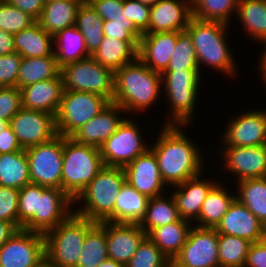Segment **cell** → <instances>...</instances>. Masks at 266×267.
Wrapping results in <instances>:
<instances>
[{
	"instance_id": "obj_59",
	"label": "cell",
	"mask_w": 266,
	"mask_h": 267,
	"mask_svg": "<svg viewBox=\"0 0 266 267\" xmlns=\"http://www.w3.org/2000/svg\"><path fill=\"white\" fill-rule=\"evenodd\" d=\"M9 125V122L4 120V119H0V132L2 130H4L7 126Z\"/></svg>"
},
{
	"instance_id": "obj_48",
	"label": "cell",
	"mask_w": 266,
	"mask_h": 267,
	"mask_svg": "<svg viewBox=\"0 0 266 267\" xmlns=\"http://www.w3.org/2000/svg\"><path fill=\"white\" fill-rule=\"evenodd\" d=\"M126 19L132 21L137 29L144 34L148 30L151 7L138 0H123Z\"/></svg>"
},
{
	"instance_id": "obj_44",
	"label": "cell",
	"mask_w": 266,
	"mask_h": 267,
	"mask_svg": "<svg viewBox=\"0 0 266 267\" xmlns=\"http://www.w3.org/2000/svg\"><path fill=\"white\" fill-rule=\"evenodd\" d=\"M35 20L20 9L9 4L6 0L0 1V29L11 34L18 33L29 27Z\"/></svg>"
},
{
	"instance_id": "obj_10",
	"label": "cell",
	"mask_w": 266,
	"mask_h": 267,
	"mask_svg": "<svg viewBox=\"0 0 266 267\" xmlns=\"http://www.w3.org/2000/svg\"><path fill=\"white\" fill-rule=\"evenodd\" d=\"M109 103L107 98L96 93L64 91L55 115L57 134L70 137Z\"/></svg>"
},
{
	"instance_id": "obj_49",
	"label": "cell",
	"mask_w": 266,
	"mask_h": 267,
	"mask_svg": "<svg viewBox=\"0 0 266 267\" xmlns=\"http://www.w3.org/2000/svg\"><path fill=\"white\" fill-rule=\"evenodd\" d=\"M21 108L20 89L17 87H0V119L10 122Z\"/></svg>"
},
{
	"instance_id": "obj_1",
	"label": "cell",
	"mask_w": 266,
	"mask_h": 267,
	"mask_svg": "<svg viewBox=\"0 0 266 267\" xmlns=\"http://www.w3.org/2000/svg\"><path fill=\"white\" fill-rule=\"evenodd\" d=\"M187 125H163L157 139L150 144L154 152L161 177L167 186H176L204 173L206 158L201 149L185 133ZM203 154V155H202Z\"/></svg>"
},
{
	"instance_id": "obj_40",
	"label": "cell",
	"mask_w": 266,
	"mask_h": 267,
	"mask_svg": "<svg viewBox=\"0 0 266 267\" xmlns=\"http://www.w3.org/2000/svg\"><path fill=\"white\" fill-rule=\"evenodd\" d=\"M191 4L194 18L229 25L236 14L238 0H191Z\"/></svg>"
},
{
	"instance_id": "obj_39",
	"label": "cell",
	"mask_w": 266,
	"mask_h": 267,
	"mask_svg": "<svg viewBox=\"0 0 266 267\" xmlns=\"http://www.w3.org/2000/svg\"><path fill=\"white\" fill-rule=\"evenodd\" d=\"M107 255V239L105 221L96 223L86 234L82 253L76 267H97L105 261Z\"/></svg>"
},
{
	"instance_id": "obj_35",
	"label": "cell",
	"mask_w": 266,
	"mask_h": 267,
	"mask_svg": "<svg viewBox=\"0 0 266 267\" xmlns=\"http://www.w3.org/2000/svg\"><path fill=\"white\" fill-rule=\"evenodd\" d=\"M29 163L25 149L0 154V185L21 189L30 184Z\"/></svg>"
},
{
	"instance_id": "obj_12",
	"label": "cell",
	"mask_w": 266,
	"mask_h": 267,
	"mask_svg": "<svg viewBox=\"0 0 266 267\" xmlns=\"http://www.w3.org/2000/svg\"><path fill=\"white\" fill-rule=\"evenodd\" d=\"M32 184L61 189L63 136L25 149Z\"/></svg>"
},
{
	"instance_id": "obj_43",
	"label": "cell",
	"mask_w": 266,
	"mask_h": 267,
	"mask_svg": "<svg viewBox=\"0 0 266 267\" xmlns=\"http://www.w3.org/2000/svg\"><path fill=\"white\" fill-rule=\"evenodd\" d=\"M170 260L146 237L125 267H170Z\"/></svg>"
},
{
	"instance_id": "obj_20",
	"label": "cell",
	"mask_w": 266,
	"mask_h": 267,
	"mask_svg": "<svg viewBox=\"0 0 266 267\" xmlns=\"http://www.w3.org/2000/svg\"><path fill=\"white\" fill-rule=\"evenodd\" d=\"M215 229L217 233L245 238L252 243L266 238L265 225L237 198Z\"/></svg>"
},
{
	"instance_id": "obj_33",
	"label": "cell",
	"mask_w": 266,
	"mask_h": 267,
	"mask_svg": "<svg viewBox=\"0 0 266 267\" xmlns=\"http://www.w3.org/2000/svg\"><path fill=\"white\" fill-rule=\"evenodd\" d=\"M61 73L55 56L24 58L20 64L17 88L21 89L36 82L57 78Z\"/></svg>"
},
{
	"instance_id": "obj_13",
	"label": "cell",
	"mask_w": 266,
	"mask_h": 267,
	"mask_svg": "<svg viewBox=\"0 0 266 267\" xmlns=\"http://www.w3.org/2000/svg\"><path fill=\"white\" fill-rule=\"evenodd\" d=\"M45 262L44 234L16 230L0 248V267H39Z\"/></svg>"
},
{
	"instance_id": "obj_11",
	"label": "cell",
	"mask_w": 266,
	"mask_h": 267,
	"mask_svg": "<svg viewBox=\"0 0 266 267\" xmlns=\"http://www.w3.org/2000/svg\"><path fill=\"white\" fill-rule=\"evenodd\" d=\"M130 118H125L117 130L99 147L104 166L124 168L150 148V144L145 142L141 134L139 124L132 120L134 118Z\"/></svg>"
},
{
	"instance_id": "obj_52",
	"label": "cell",
	"mask_w": 266,
	"mask_h": 267,
	"mask_svg": "<svg viewBox=\"0 0 266 267\" xmlns=\"http://www.w3.org/2000/svg\"><path fill=\"white\" fill-rule=\"evenodd\" d=\"M9 4L31 16L35 21L41 15L44 7L43 0H6Z\"/></svg>"
},
{
	"instance_id": "obj_25",
	"label": "cell",
	"mask_w": 266,
	"mask_h": 267,
	"mask_svg": "<svg viewBox=\"0 0 266 267\" xmlns=\"http://www.w3.org/2000/svg\"><path fill=\"white\" fill-rule=\"evenodd\" d=\"M22 108L56 115L64 92L61 74L20 89Z\"/></svg>"
},
{
	"instance_id": "obj_42",
	"label": "cell",
	"mask_w": 266,
	"mask_h": 267,
	"mask_svg": "<svg viewBox=\"0 0 266 267\" xmlns=\"http://www.w3.org/2000/svg\"><path fill=\"white\" fill-rule=\"evenodd\" d=\"M200 70L190 35L177 32L176 48L165 71Z\"/></svg>"
},
{
	"instance_id": "obj_37",
	"label": "cell",
	"mask_w": 266,
	"mask_h": 267,
	"mask_svg": "<svg viewBox=\"0 0 266 267\" xmlns=\"http://www.w3.org/2000/svg\"><path fill=\"white\" fill-rule=\"evenodd\" d=\"M75 26L81 32L87 50L92 55L104 38L103 19L87 1H83L78 7Z\"/></svg>"
},
{
	"instance_id": "obj_30",
	"label": "cell",
	"mask_w": 266,
	"mask_h": 267,
	"mask_svg": "<svg viewBox=\"0 0 266 267\" xmlns=\"http://www.w3.org/2000/svg\"><path fill=\"white\" fill-rule=\"evenodd\" d=\"M192 226L191 222L180 218L174 223L152 229L147 237L170 261H173L186 243Z\"/></svg>"
},
{
	"instance_id": "obj_19",
	"label": "cell",
	"mask_w": 266,
	"mask_h": 267,
	"mask_svg": "<svg viewBox=\"0 0 266 267\" xmlns=\"http://www.w3.org/2000/svg\"><path fill=\"white\" fill-rule=\"evenodd\" d=\"M204 174L205 172L176 186H172L173 192L171 195L176 203L180 218L192 224L198 220L202 203L208 193L219 182L217 176L216 180L213 177L203 179Z\"/></svg>"
},
{
	"instance_id": "obj_22",
	"label": "cell",
	"mask_w": 266,
	"mask_h": 267,
	"mask_svg": "<svg viewBox=\"0 0 266 267\" xmlns=\"http://www.w3.org/2000/svg\"><path fill=\"white\" fill-rule=\"evenodd\" d=\"M125 113L124 115H122ZM123 116V117H122ZM128 117L117 104L110 102L104 110L90 119L70 137L79 144L100 147Z\"/></svg>"
},
{
	"instance_id": "obj_6",
	"label": "cell",
	"mask_w": 266,
	"mask_h": 267,
	"mask_svg": "<svg viewBox=\"0 0 266 267\" xmlns=\"http://www.w3.org/2000/svg\"><path fill=\"white\" fill-rule=\"evenodd\" d=\"M104 164L100 149L63 136L61 189L74 201Z\"/></svg>"
},
{
	"instance_id": "obj_61",
	"label": "cell",
	"mask_w": 266,
	"mask_h": 267,
	"mask_svg": "<svg viewBox=\"0 0 266 267\" xmlns=\"http://www.w3.org/2000/svg\"><path fill=\"white\" fill-rule=\"evenodd\" d=\"M44 1V3H46V2H52V1H57V0H43Z\"/></svg>"
},
{
	"instance_id": "obj_31",
	"label": "cell",
	"mask_w": 266,
	"mask_h": 267,
	"mask_svg": "<svg viewBox=\"0 0 266 267\" xmlns=\"http://www.w3.org/2000/svg\"><path fill=\"white\" fill-rule=\"evenodd\" d=\"M54 56L60 68L91 56L77 27L71 26L53 36Z\"/></svg>"
},
{
	"instance_id": "obj_60",
	"label": "cell",
	"mask_w": 266,
	"mask_h": 267,
	"mask_svg": "<svg viewBox=\"0 0 266 267\" xmlns=\"http://www.w3.org/2000/svg\"><path fill=\"white\" fill-rule=\"evenodd\" d=\"M39 267H52V266L45 261Z\"/></svg>"
},
{
	"instance_id": "obj_4",
	"label": "cell",
	"mask_w": 266,
	"mask_h": 267,
	"mask_svg": "<svg viewBox=\"0 0 266 267\" xmlns=\"http://www.w3.org/2000/svg\"><path fill=\"white\" fill-rule=\"evenodd\" d=\"M229 26L218 21H205L191 18L185 31L190 35L195 49L200 73L203 67H209L213 71L231 78L238 76L236 59L231 54L232 50L227 43V31Z\"/></svg>"
},
{
	"instance_id": "obj_46",
	"label": "cell",
	"mask_w": 266,
	"mask_h": 267,
	"mask_svg": "<svg viewBox=\"0 0 266 267\" xmlns=\"http://www.w3.org/2000/svg\"><path fill=\"white\" fill-rule=\"evenodd\" d=\"M19 190L0 185V220L12 224L18 230Z\"/></svg>"
},
{
	"instance_id": "obj_15",
	"label": "cell",
	"mask_w": 266,
	"mask_h": 267,
	"mask_svg": "<svg viewBox=\"0 0 266 267\" xmlns=\"http://www.w3.org/2000/svg\"><path fill=\"white\" fill-rule=\"evenodd\" d=\"M219 141L223 147L266 145V109H252L234 115L224 126Z\"/></svg>"
},
{
	"instance_id": "obj_9",
	"label": "cell",
	"mask_w": 266,
	"mask_h": 267,
	"mask_svg": "<svg viewBox=\"0 0 266 267\" xmlns=\"http://www.w3.org/2000/svg\"><path fill=\"white\" fill-rule=\"evenodd\" d=\"M64 91L92 92L113 101L114 71L92 56L61 68Z\"/></svg>"
},
{
	"instance_id": "obj_38",
	"label": "cell",
	"mask_w": 266,
	"mask_h": 267,
	"mask_svg": "<svg viewBox=\"0 0 266 267\" xmlns=\"http://www.w3.org/2000/svg\"><path fill=\"white\" fill-rule=\"evenodd\" d=\"M179 219L173 196L161 195L149 199L145 218L139 225L148 234L154 228L174 223Z\"/></svg>"
},
{
	"instance_id": "obj_7",
	"label": "cell",
	"mask_w": 266,
	"mask_h": 267,
	"mask_svg": "<svg viewBox=\"0 0 266 267\" xmlns=\"http://www.w3.org/2000/svg\"><path fill=\"white\" fill-rule=\"evenodd\" d=\"M202 77V78H201ZM203 76L200 70L164 71L162 88L168 101L165 125H191ZM193 117V118H192Z\"/></svg>"
},
{
	"instance_id": "obj_21",
	"label": "cell",
	"mask_w": 266,
	"mask_h": 267,
	"mask_svg": "<svg viewBox=\"0 0 266 267\" xmlns=\"http://www.w3.org/2000/svg\"><path fill=\"white\" fill-rule=\"evenodd\" d=\"M192 17L191 0H159L151 6L149 26L144 34L183 32Z\"/></svg>"
},
{
	"instance_id": "obj_2",
	"label": "cell",
	"mask_w": 266,
	"mask_h": 267,
	"mask_svg": "<svg viewBox=\"0 0 266 267\" xmlns=\"http://www.w3.org/2000/svg\"><path fill=\"white\" fill-rule=\"evenodd\" d=\"M74 201L59 188L27 184L19 189L18 229L45 234L74 212Z\"/></svg>"
},
{
	"instance_id": "obj_5",
	"label": "cell",
	"mask_w": 266,
	"mask_h": 267,
	"mask_svg": "<svg viewBox=\"0 0 266 267\" xmlns=\"http://www.w3.org/2000/svg\"><path fill=\"white\" fill-rule=\"evenodd\" d=\"M125 181L123 168L103 166L74 200V205L77 207L74 213L96 223L104 221L114 223L116 197Z\"/></svg>"
},
{
	"instance_id": "obj_23",
	"label": "cell",
	"mask_w": 266,
	"mask_h": 267,
	"mask_svg": "<svg viewBox=\"0 0 266 267\" xmlns=\"http://www.w3.org/2000/svg\"><path fill=\"white\" fill-rule=\"evenodd\" d=\"M108 258L126 265L147 237L139 224L105 221Z\"/></svg>"
},
{
	"instance_id": "obj_3",
	"label": "cell",
	"mask_w": 266,
	"mask_h": 267,
	"mask_svg": "<svg viewBox=\"0 0 266 267\" xmlns=\"http://www.w3.org/2000/svg\"><path fill=\"white\" fill-rule=\"evenodd\" d=\"M161 88L162 74L151 70L137 57L114 72L112 102L119 105L126 114H130L129 116L136 115V112L143 114L163 97Z\"/></svg>"
},
{
	"instance_id": "obj_27",
	"label": "cell",
	"mask_w": 266,
	"mask_h": 267,
	"mask_svg": "<svg viewBox=\"0 0 266 267\" xmlns=\"http://www.w3.org/2000/svg\"><path fill=\"white\" fill-rule=\"evenodd\" d=\"M14 47L24 58L54 56L53 35L45 32L37 21L13 34Z\"/></svg>"
},
{
	"instance_id": "obj_45",
	"label": "cell",
	"mask_w": 266,
	"mask_h": 267,
	"mask_svg": "<svg viewBox=\"0 0 266 267\" xmlns=\"http://www.w3.org/2000/svg\"><path fill=\"white\" fill-rule=\"evenodd\" d=\"M104 36L127 41L137 52L143 34L129 19L103 21Z\"/></svg>"
},
{
	"instance_id": "obj_36",
	"label": "cell",
	"mask_w": 266,
	"mask_h": 267,
	"mask_svg": "<svg viewBox=\"0 0 266 267\" xmlns=\"http://www.w3.org/2000/svg\"><path fill=\"white\" fill-rule=\"evenodd\" d=\"M233 186L238 189L236 198L266 227V177L244 179Z\"/></svg>"
},
{
	"instance_id": "obj_26",
	"label": "cell",
	"mask_w": 266,
	"mask_h": 267,
	"mask_svg": "<svg viewBox=\"0 0 266 267\" xmlns=\"http://www.w3.org/2000/svg\"><path fill=\"white\" fill-rule=\"evenodd\" d=\"M149 199L125 181L116 197L114 223L140 224L145 218Z\"/></svg>"
},
{
	"instance_id": "obj_57",
	"label": "cell",
	"mask_w": 266,
	"mask_h": 267,
	"mask_svg": "<svg viewBox=\"0 0 266 267\" xmlns=\"http://www.w3.org/2000/svg\"><path fill=\"white\" fill-rule=\"evenodd\" d=\"M97 267H125L124 264L116 262L110 258H107L105 261L99 263Z\"/></svg>"
},
{
	"instance_id": "obj_54",
	"label": "cell",
	"mask_w": 266,
	"mask_h": 267,
	"mask_svg": "<svg viewBox=\"0 0 266 267\" xmlns=\"http://www.w3.org/2000/svg\"><path fill=\"white\" fill-rule=\"evenodd\" d=\"M16 52L13 34L0 29V56Z\"/></svg>"
},
{
	"instance_id": "obj_16",
	"label": "cell",
	"mask_w": 266,
	"mask_h": 267,
	"mask_svg": "<svg viewBox=\"0 0 266 267\" xmlns=\"http://www.w3.org/2000/svg\"><path fill=\"white\" fill-rule=\"evenodd\" d=\"M9 125L23 149L48 142L56 137L55 115L21 108Z\"/></svg>"
},
{
	"instance_id": "obj_32",
	"label": "cell",
	"mask_w": 266,
	"mask_h": 267,
	"mask_svg": "<svg viewBox=\"0 0 266 267\" xmlns=\"http://www.w3.org/2000/svg\"><path fill=\"white\" fill-rule=\"evenodd\" d=\"M235 17L251 40L266 42V0H238Z\"/></svg>"
},
{
	"instance_id": "obj_55",
	"label": "cell",
	"mask_w": 266,
	"mask_h": 267,
	"mask_svg": "<svg viewBox=\"0 0 266 267\" xmlns=\"http://www.w3.org/2000/svg\"><path fill=\"white\" fill-rule=\"evenodd\" d=\"M16 230L12 224L0 220V248Z\"/></svg>"
},
{
	"instance_id": "obj_14",
	"label": "cell",
	"mask_w": 266,
	"mask_h": 267,
	"mask_svg": "<svg viewBox=\"0 0 266 267\" xmlns=\"http://www.w3.org/2000/svg\"><path fill=\"white\" fill-rule=\"evenodd\" d=\"M170 266L220 267L218 259V233L215 228L193 225L186 243Z\"/></svg>"
},
{
	"instance_id": "obj_41",
	"label": "cell",
	"mask_w": 266,
	"mask_h": 267,
	"mask_svg": "<svg viewBox=\"0 0 266 267\" xmlns=\"http://www.w3.org/2000/svg\"><path fill=\"white\" fill-rule=\"evenodd\" d=\"M251 243L245 238L218 233L220 267H244Z\"/></svg>"
},
{
	"instance_id": "obj_53",
	"label": "cell",
	"mask_w": 266,
	"mask_h": 267,
	"mask_svg": "<svg viewBox=\"0 0 266 267\" xmlns=\"http://www.w3.org/2000/svg\"><path fill=\"white\" fill-rule=\"evenodd\" d=\"M23 150L17 136L13 133L12 128L8 125L0 132V154L13 153Z\"/></svg>"
},
{
	"instance_id": "obj_50",
	"label": "cell",
	"mask_w": 266,
	"mask_h": 267,
	"mask_svg": "<svg viewBox=\"0 0 266 267\" xmlns=\"http://www.w3.org/2000/svg\"><path fill=\"white\" fill-rule=\"evenodd\" d=\"M103 21L124 20L123 0H87Z\"/></svg>"
},
{
	"instance_id": "obj_24",
	"label": "cell",
	"mask_w": 266,
	"mask_h": 267,
	"mask_svg": "<svg viewBox=\"0 0 266 267\" xmlns=\"http://www.w3.org/2000/svg\"><path fill=\"white\" fill-rule=\"evenodd\" d=\"M177 32L143 34L137 57L151 70L163 73L176 48Z\"/></svg>"
},
{
	"instance_id": "obj_18",
	"label": "cell",
	"mask_w": 266,
	"mask_h": 267,
	"mask_svg": "<svg viewBox=\"0 0 266 267\" xmlns=\"http://www.w3.org/2000/svg\"><path fill=\"white\" fill-rule=\"evenodd\" d=\"M123 169L126 181L141 194L153 198L167 193L168 186L161 177L157 158L150 148Z\"/></svg>"
},
{
	"instance_id": "obj_47",
	"label": "cell",
	"mask_w": 266,
	"mask_h": 267,
	"mask_svg": "<svg viewBox=\"0 0 266 267\" xmlns=\"http://www.w3.org/2000/svg\"><path fill=\"white\" fill-rule=\"evenodd\" d=\"M21 61L17 52L0 56V87H17Z\"/></svg>"
},
{
	"instance_id": "obj_56",
	"label": "cell",
	"mask_w": 266,
	"mask_h": 267,
	"mask_svg": "<svg viewBox=\"0 0 266 267\" xmlns=\"http://www.w3.org/2000/svg\"><path fill=\"white\" fill-rule=\"evenodd\" d=\"M262 45H264V49L261 48L262 52L258 55L257 66L259 75L261 76L260 78H262V81L265 83L263 85H266V42H263Z\"/></svg>"
},
{
	"instance_id": "obj_58",
	"label": "cell",
	"mask_w": 266,
	"mask_h": 267,
	"mask_svg": "<svg viewBox=\"0 0 266 267\" xmlns=\"http://www.w3.org/2000/svg\"><path fill=\"white\" fill-rule=\"evenodd\" d=\"M138 1L151 7L154 6L159 0H138Z\"/></svg>"
},
{
	"instance_id": "obj_17",
	"label": "cell",
	"mask_w": 266,
	"mask_h": 267,
	"mask_svg": "<svg viewBox=\"0 0 266 267\" xmlns=\"http://www.w3.org/2000/svg\"><path fill=\"white\" fill-rule=\"evenodd\" d=\"M223 169L238 181L266 177V145L221 147ZM234 173V174H233Z\"/></svg>"
},
{
	"instance_id": "obj_8",
	"label": "cell",
	"mask_w": 266,
	"mask_h": 267,
	"mask_svg": "<svg viewBox=\"0 0 266 267\" xmlns=\"http://www.w3.org/2000/svg\"><path fill=\"white\" fill-rule=\"evenodd\" d=\"M95 224L73 212L44 234L45 261L52 267H76L86 234Z\"/></svg>"
},
{
	"instance_id": "obj_28",
	"label": "cell",
	"mask_w": 266,
	"mask_h": 267,
	"mask_svg": "<svg viewBox=\"0 0 266 267\" xmlns=\"http://www.w3.org/2000/svg\"><path fill=\"white\" fill-rule=\"evenodd\" d=\"M84 0H57L44 3L37 22L42 29L55 35L58 31L75 25L78 7Z\"/></svg>"
},
{
	"instance_id": "obj_34",
	"label": "cell",
	"mask_w": 266,
	"mask_h": 267,
	"mask_svg": "<svg viewBox=\"0 0 266 267\" xmlns=\"http://www.w3.org/2000/svg\"><path fill=\"white\" fill-rule=\"evenodd\" d=\"M91 56L115 72L133 62L137 58V51L127 41L104 36L99 48Z\"/></svg>"
},
{
	"instance_id": "obj_51",
	"label": "cell",
	"mask_w": 266,
	"mask_h": 267,
	"mask_svg": "<svg viewBox=\"0 0 266 267\" xmlns=\"http://www.w3.org/2000/svg\"><path fill=\"white\" fill-rule=\"evenodd\" d=\"M244 267H266V238L251 243Z\"/></svg>"
},
{
	"instance_id": "obj_29",
	"label": "cell",
	"mask_w": 266,
	"mask_h": 267,
	"mask_svg": "<svg viewBox=\"0 0 266 267\" xmlns=\"http://www.w3.org/2000/svg\"><path fill=\"white\" fill-rule=\"evenodd\" d=\"M222 182L217 183L208 193L202 203L201 212L195 226L201 228H216L222 217L228 211L236 194L232 189L225 188ZM232 190V191H231Z\"/></svg>"
}]
</instances>
